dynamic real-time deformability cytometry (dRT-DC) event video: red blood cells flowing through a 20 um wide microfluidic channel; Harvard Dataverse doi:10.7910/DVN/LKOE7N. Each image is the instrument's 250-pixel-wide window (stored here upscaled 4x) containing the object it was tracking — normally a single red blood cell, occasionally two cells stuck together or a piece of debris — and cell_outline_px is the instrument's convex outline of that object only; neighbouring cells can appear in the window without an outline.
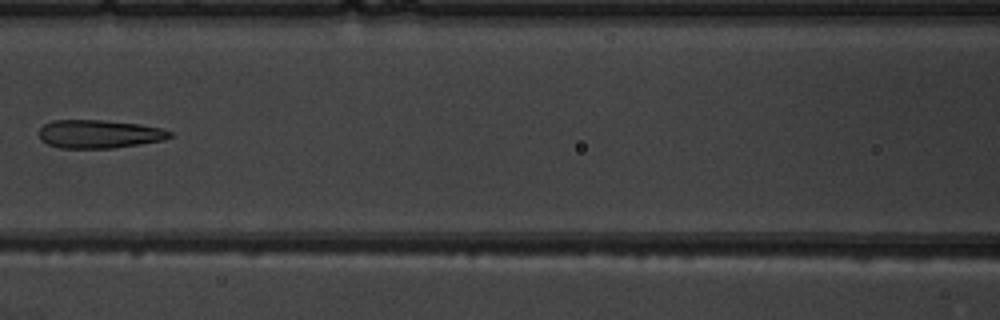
{"species": "common noctule bat (a hibernating species)", "species_latin": "Nyctalus noctula", "temperature_condition": "warm", "stored_images_in_passage": 8, "camera_frame_rate_fps": 3000, "um_per_image_px": 0.085, "animal": {"sex": "male", "body_mass_g": 19.5, "forearm_length_mm": 54.6}, "frame": {"image": 1, "passage_image": 7, "time_ms": 7.0, "image_size_px": [1000, 320], "cell_outline_px": [[172, 136], [164, 140], [140, 144], [112, 148], [60, 148], [48, 144], [40, 140], [40, 128], [44, 124], [52, 120], [100, 120], [140, 124], [160, 128], [172, 132]], "centroid_in_image_um": [8.42, 11.39], "position_along_channel_um": 158.2, "area_um2": 21.56}}
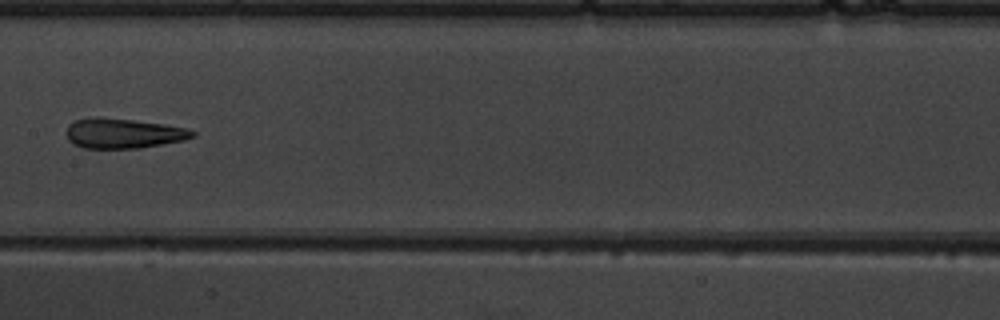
{"frame": {"image": 2, "passage_image": 8, "time_ms": 8.0, "image_size_px": [1000, 320], "cell_outline_px": [[196, 136], [184, 140], [140, 148], [84, 148], [72, 144], [68, 140], [64, 132], [68, 124], [76, 120], [96, 116], [100, 116], [164, 124], [188, 128], [196, 132]], "centroid_in_image_um": [10.44, 11.33], "position_along_channel_um": 197.0, "area_um2": 22.31}}